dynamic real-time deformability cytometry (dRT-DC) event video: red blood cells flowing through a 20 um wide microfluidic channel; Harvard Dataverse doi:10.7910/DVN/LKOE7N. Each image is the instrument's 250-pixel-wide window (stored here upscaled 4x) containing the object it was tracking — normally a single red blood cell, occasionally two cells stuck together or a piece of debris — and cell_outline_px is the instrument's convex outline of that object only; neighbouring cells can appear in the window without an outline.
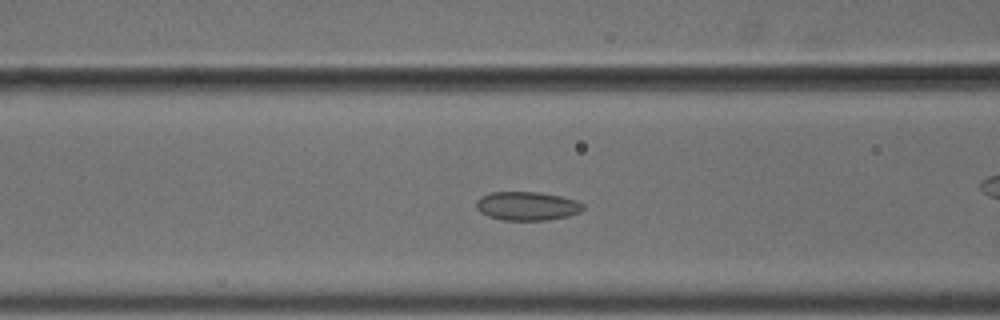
{"species": "common noctule bat (a hibernating species)", "species_latin": "Nyctalus noctula", "temperature_condition": "cold", "stored_images_in_passage": 50, "camera_frame_rate_fps": 3000, "um_per_image_px": 0.085, "animal": {"sex": "male", "body_mass_g": 18.8}, "frame": {"image": 1, "passage_image": 17, "time_ms": 5.333, "image_size_px": [1000, 320], "cell_outline_px": [[584, 208], [580, 212], [568, 216], [548, 220], [504, 220], [488, 216], [480, 212], [476, 208], [476, 200], [480, 196], [488, 192], [540, 192], [560, 196], [576, 200], [584, 204]], "centroid_in_image_um": [44.79, 17.5], "position_along_channel_um": 121.8, "area_um2": 18.03}}
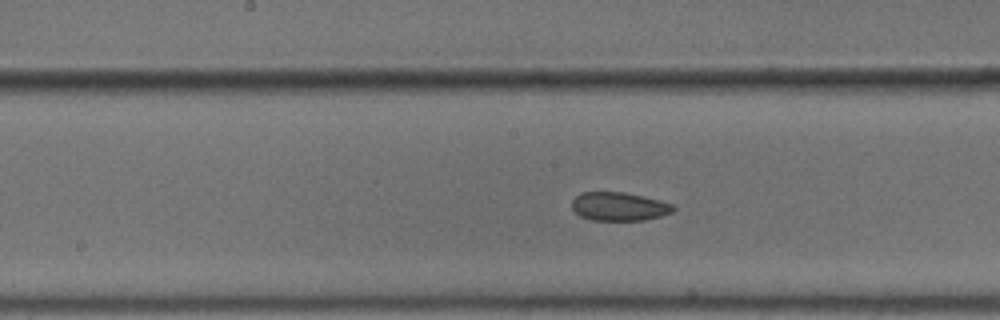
{"frame": {"image": 2, "passage_image": 23, "time_ms": 7.333, "image_size_px": [1000, 320], "cell_outline_px": [[676, 208], [672, 212], [660, 216], [644, 220], [592, 220], [580, 216], [572, 208], [572, 200], [580, 192], [624, 192], [644, 196], [672, 204]], "centroid_in_image_um": [52.61, 17.54], "position_along_channel_um": 195.6, "area_um2": 16.82}}
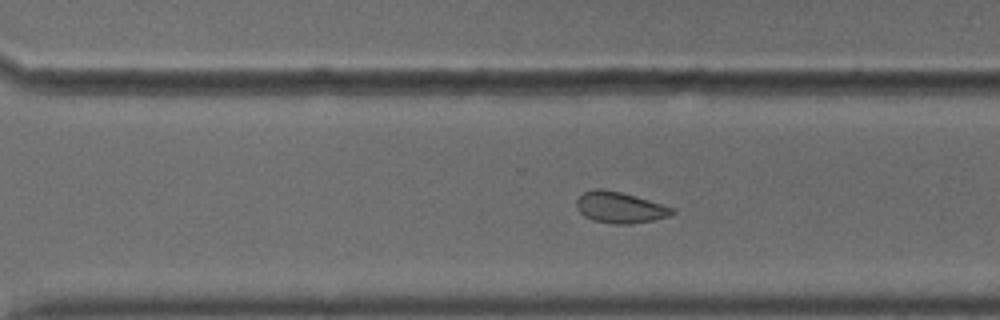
{"frame": {"image": 3, "passage_image": 33, "time_ms": 10.667, "image_size_px": [1000, 320], "cell_outline_px": [[676, 212], [668, 216], [652, 220], [632, 224], [616, 224], [592, 220], [584, 216], [580, 212], [576, 204], [576, 200], [584, 192], [592, 188], [600, 188], [620, 192], [676, 208]], "centroid_in_image_um": [52.69, 17.63], "position_along_channel_um": 317.9, "area_um2": 17.28}, "authors_computed_cell_mechanics": {"area_um2": 18.3515, "velocity_mm_per_s": 3.6763, "shape_relaxation_time_tau1_ms": null, "shape_relaxation_time_tau2_ms": 4.3412, "deformation_change_tau1": null, "deformation_change_tau2": 0.0833}}